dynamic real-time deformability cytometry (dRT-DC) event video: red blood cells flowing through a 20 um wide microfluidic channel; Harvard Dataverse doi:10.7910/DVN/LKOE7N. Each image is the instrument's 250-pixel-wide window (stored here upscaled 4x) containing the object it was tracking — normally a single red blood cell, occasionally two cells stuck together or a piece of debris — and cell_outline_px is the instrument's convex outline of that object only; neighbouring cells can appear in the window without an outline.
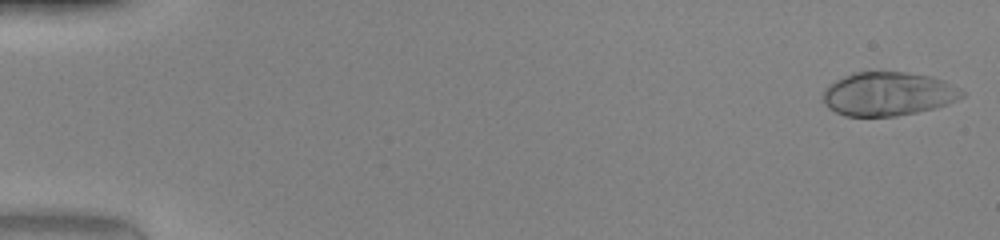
{"species": "human", "species_latin": "Homo sapiens", "temperature_condition": "warm", "stored_images_in_passage": 48, "camera_frame_rate_fps": 3000, "um_per_image_px": 0.085, "donor": {"sex": "female"}, "frame": {"image": 1, "passage_image": 1, "time_ms": 0.0, "image_size_px": [1000, 240], "cell_outline_px": [[964, 96], [948, 104], [916, 112], [896, 116], [844, 116], [828, 108], [824, 104], [824, 88], [828, 84], [852, 72], [904, 72], [928, 76], [944, 80], [960, 88], [964, 92]], "centroid_in_image_um": [75.47, 7.98], "position_along_channel_um": 9.5, "area_um2": 35.37}}
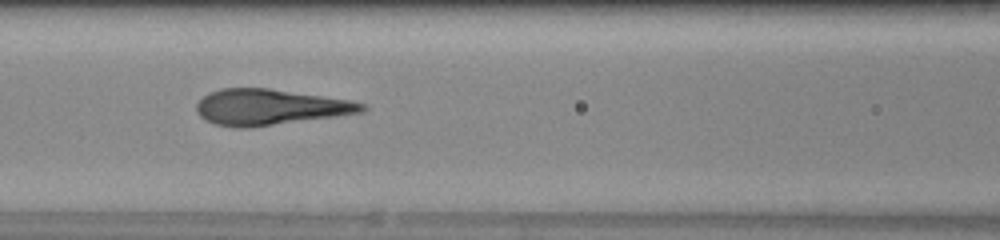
{"frame": {"image": 2, "passage_image": 22, "time_ms": 7.0, "image_size_px": [1000, 240], "cell_outline_px": [[368, 108], [364, 112], [336, 116], [244, 128], [236, 128], [216, 124], [200, 116], [196, 112], [196, 104], [204, 96], [220, 88], [268, 88], [348, 100], [364, 104]], "centroid_in_image_um": [22.92, 9.1], "position_along_channel_um": 143.7, "area_um2": 33.99}}
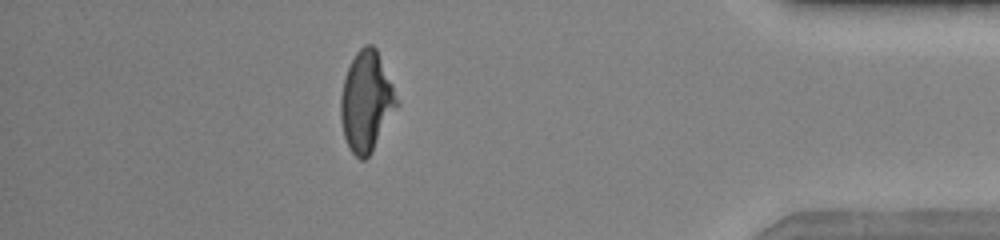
{"frame": {"image": 3, "passage_image": 43, "time_ms": 14.0, "image_size_px": [1000, 240], "cell_outline_px": [[400, 104], [372, 152], [364, 160], [360, 160], [348, 148], [344, 136], [340, 120], [340, 96], [344, 76], [356, 52], [364, 44], [372, 44], [376, 48], [392, 84]], "centroid_in_image_um": [31.14, 8.65], "position_along_channel_um": 404.1, "area_um2": 32.95}}